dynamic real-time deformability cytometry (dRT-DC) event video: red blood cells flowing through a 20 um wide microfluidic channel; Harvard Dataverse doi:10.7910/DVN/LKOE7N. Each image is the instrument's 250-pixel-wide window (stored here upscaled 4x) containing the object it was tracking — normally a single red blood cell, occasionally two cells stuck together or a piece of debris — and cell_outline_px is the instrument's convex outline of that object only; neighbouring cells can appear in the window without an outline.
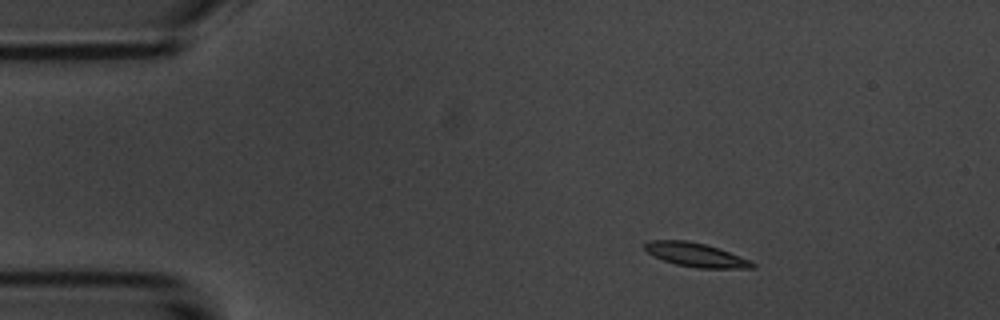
{"species": "common noctule bat (a hibernating species)", "species_latin": "Nyctalus noctula", "temperature_condition": "room temperature", "stored_images_in_passage": 3, "camera_frame_rate_fps": 3000, "um_per_image_px": 0.085, "animal": {"sex": "male", "body_mass_g": 20.1, "forearm_length_mm": 53.5}, "frame": {"image": 1, "passage_image": 1, "time_ms": 0.0, "image_size_px": [1000, 320], "cell_outline_px": [[756, 268], [696, 268], [676, 264], [664, 260], [648, 252], [644, 248], [644, 244], [648, 240], [688, 240], [704, 244], [752, 260], [756, 264]], "centroid_in_image_um": [59.17, 21.66], "position_along_channel_um": 25.8, "area_um2": 14.85}}